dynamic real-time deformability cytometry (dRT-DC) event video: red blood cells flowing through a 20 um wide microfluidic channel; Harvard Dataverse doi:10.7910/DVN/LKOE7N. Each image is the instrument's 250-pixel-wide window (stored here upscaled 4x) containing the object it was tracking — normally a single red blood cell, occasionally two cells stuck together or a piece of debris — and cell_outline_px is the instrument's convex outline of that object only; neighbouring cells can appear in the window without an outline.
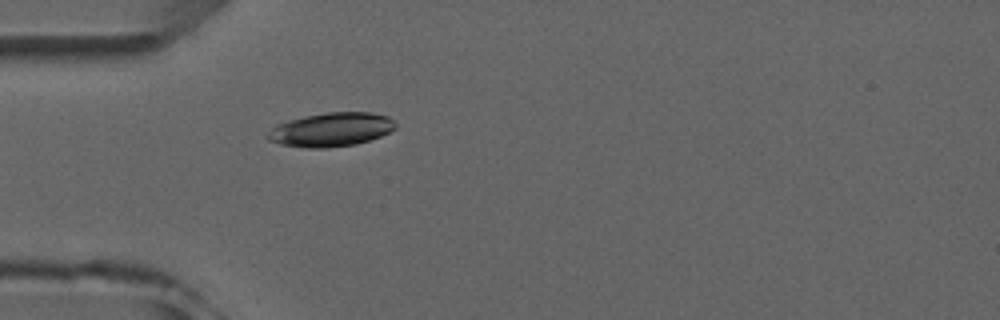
{"species": "common noctule bat (a hibernating species)", "species_latin": "Nyctalus noctula", "temperature_condition": "room temperature", "stored_images_in_passage": 5, "camera_frame_rate_fps": 3000, "um_per_image_px": 0.085, "animal": {"sex": "male", "forearm_length_mm": 52.5}, "frame": {"image": 1, "passage_image": 5, "time_ms": 4.667, "image_size_px": [1000, 320], "cell_outline_px": [[396, 128], [380, 136], [356, 144], [328, 148], [308, 148], [280, 144], [268, 140], [264, 136], [276, 124], [288, 120], [304, 116], [328, 112], [372, 112], [388, 116], [396, 124]], "centroid_in_image_um": [28.12, 11.01], "position_along_channel_um": 56.9, "area_um2": 25.32}}